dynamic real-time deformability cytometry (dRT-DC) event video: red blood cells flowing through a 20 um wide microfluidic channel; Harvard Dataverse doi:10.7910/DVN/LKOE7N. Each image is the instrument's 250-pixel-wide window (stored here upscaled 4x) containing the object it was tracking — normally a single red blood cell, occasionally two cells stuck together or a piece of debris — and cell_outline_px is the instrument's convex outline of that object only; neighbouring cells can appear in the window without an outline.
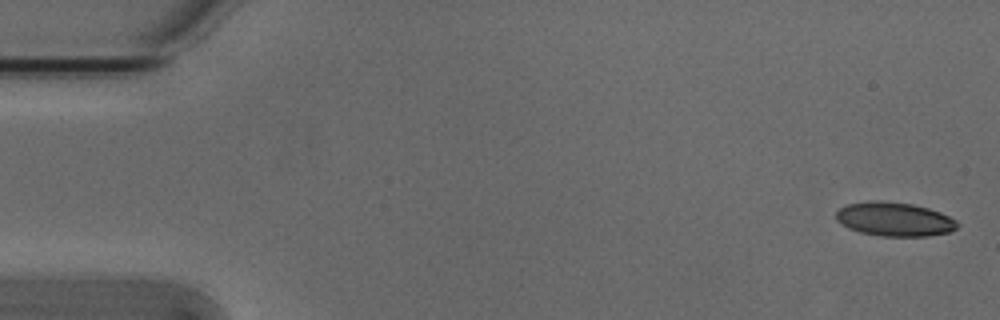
{"species": "Egyptian fruit bat (a non-hibernating species)", "species_latin": "Rousettus aegyptiacus", "temperature_condition": "cold", "stored_images_in_passage": 12, "camera_frame_rate_fps": 3000, "um_per_image_px": 0.085, "animal": {"sex": "male"}, "frame": {"image": 1, "passage_image": 1, "time_ms": 0.0, "image_size_px": [1000, 320], "cell_outline_px": [[960, 224], [956, 228], [948, 232], [928, 236], [880, 236], [860, 232], [848, 228], [840, 224], [836, 220], [836, 212], [840, 208], [848, 204], [868, 200], [880, 200], [912, 204], [928, 208], [940, 212], [956, 220]], "centroid_in_image_um": [76.0, 18.63], "position_along_channel_um": 9.0, "area_um2": 24.1}}